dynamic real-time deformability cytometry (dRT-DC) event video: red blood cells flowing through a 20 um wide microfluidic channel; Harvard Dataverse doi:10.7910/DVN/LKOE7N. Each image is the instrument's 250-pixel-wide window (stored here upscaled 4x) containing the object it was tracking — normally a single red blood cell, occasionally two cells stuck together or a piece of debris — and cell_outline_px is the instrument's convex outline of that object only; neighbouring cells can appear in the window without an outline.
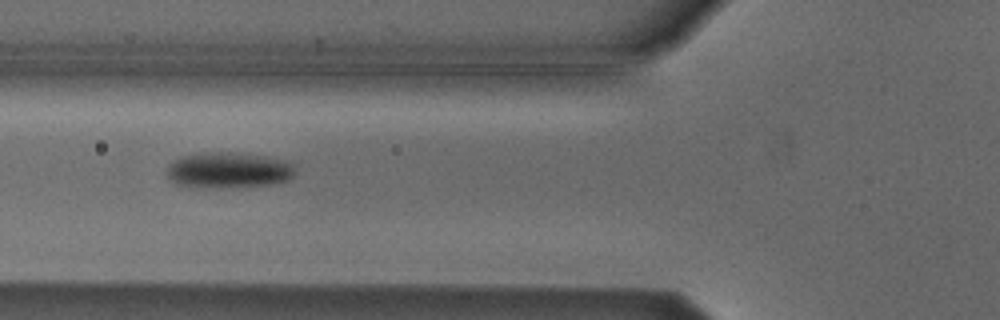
{"species": "Egyptian fruit bat (a non-hibernating species)", "species_latin": "Rousettus aegyptiacus", "temperature_condition": "cold", "stored_images_in_passage": 6, "camera_frame_rate_fps": 3000, "um_per_image_px": 0.085, "animal": {"sex": "male"}, "frame": {"image": 1, "passage_image": 4, "time_ms": 4.333, "image_size_px": [1000, 320], "cell_outline_px": [[296, 172], [288, 180], [268, 184], [192, 188], [176, 184], [168, 176], [168, 164], [172, 160], [180, 156], [208, 152], [236, 152], [264, 156], [288, 160], [296, 168]], "centroid_in_image_um": [19.41, 14.44], "position_along_channel_um": 106.4, "area_um2": 26.76}}
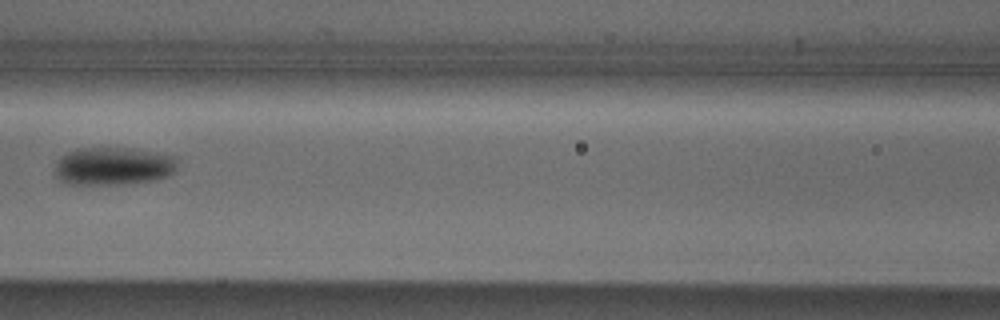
{"frame": {"image": 2, "passage_image": 5, "time_ms": 5.667, "image_size_px": [1000, 320], "cell_outline_px": [[176, 168], [168, 176], [156, 180], [128, 184], [64, 184], [56, 176], [56, 160], [60, 156], [76, 148], [132, 148], [176, 156]], "centroid_in_image_um": [9.61, 14.12], "position_along_channel_um": 157.0, "area_um2": 27.34}}
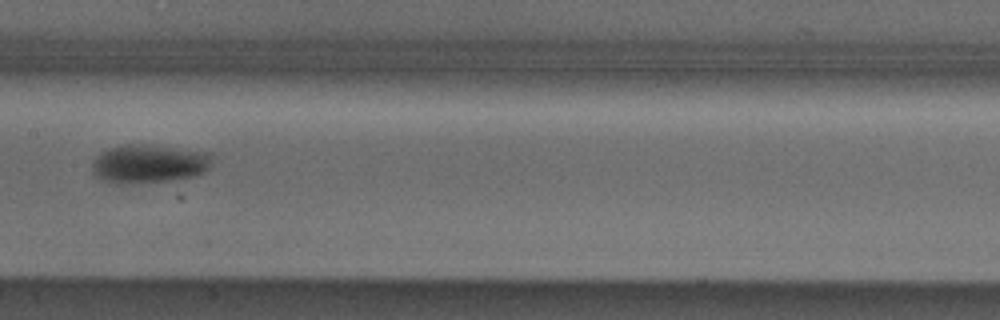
{"frame": {"image": 3, "passage_image": 6, "time_ms": 6.667, "image_size_px": [1000, 320], "cell_outline_px": [[212, 160], [208, 168], [204, 172], [192, 176], [168, 180], [120, 184], [116, 184], [100, 180], [92, 172], [92, 160], [100, 152], [108, 148], [128, 144], [148, 144], [212, 152]], "centroid_in_image_um": [12.63, 13.9], "position_along_channel_um": 194.8, "area_um2": 27.22}}